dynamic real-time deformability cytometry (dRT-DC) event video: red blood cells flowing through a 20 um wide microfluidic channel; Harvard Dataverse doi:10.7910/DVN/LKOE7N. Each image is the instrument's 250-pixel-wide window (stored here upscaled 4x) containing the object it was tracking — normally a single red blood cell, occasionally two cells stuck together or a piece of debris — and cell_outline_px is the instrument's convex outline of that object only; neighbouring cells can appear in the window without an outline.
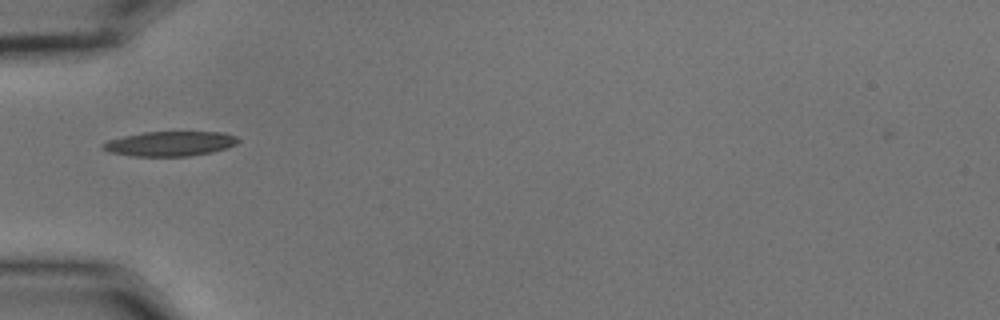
{"species": "common noctule bat (a hibernating species)", "species_latin": "Nyctalus noctula", "temperature_condition": "cold", "stored_images_in_passage": 39, "camera_frame_rate_fps": 3000, "um_per_image_px": 0.085, "animal": {"sex": "male", "body_mass_g": 15.6}, "frame": {"image": 1, "passage_image": 3, "time_ms": 0.667, "image_size_px": [1000, 320], "cell_outline_px": [[240, 140], [236, 144], [228, 148], [212, 152], [188, 156], [132, 156], [108, 152], [100, 148], [100, 144], [108, 140], [124, 136], [144, 132], [224, 132], [236, 136]], "centroid_in_image_um": [14.43, 12.21], "position_along_channel_um": 70.6, "area_um2": 19.65}}
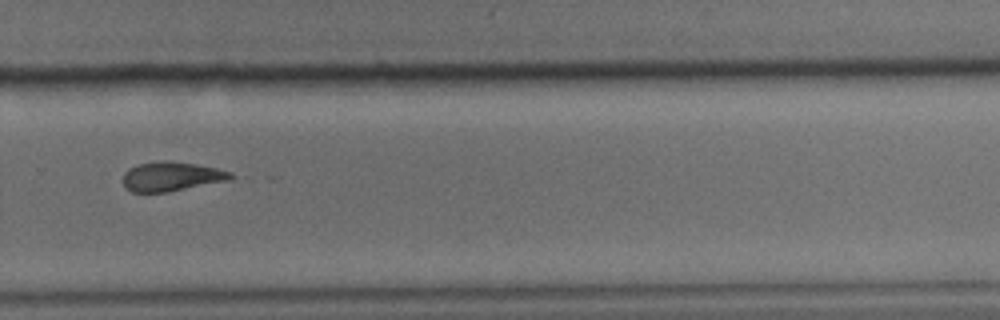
{"frame": {"image": 2, "passage_image": 23, "time_ms": 7.333, "image_size_px": [1000, 320], "cell_outline_px": [[240, 176], [232, 180], [168, 192], [132, 192], [124, 184], [124, 172], [128, 168], [140, 164], [196, 164], [216, 168], [232, 172]], "centroid_in_image_um": [14.7, 15.06], "position_along_channel_um": 315.1, "area_um2": 17.74}}
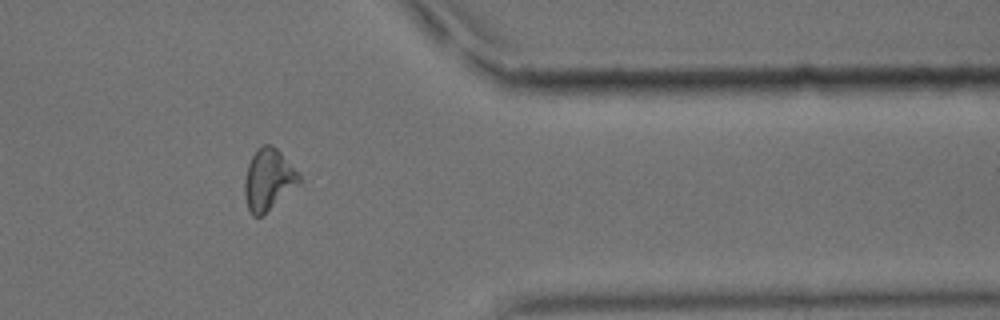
{"frame": {"image": 3, "passage_image": 30, "time_ms": 9.667, "image_size_px": [1000, 320], "cell_outline_px": [[300, 184], [260, 216], [252, 216], [248, 212], [244, 196], [244, 180], [248, 164], [256, 148], [264, 144], [272, 144], [280, 152], [300, 176]], "centroid_in_image_um": [22.77, 15.26], "position_along_channel_um": 388.6, "area_um2": 19.36}}